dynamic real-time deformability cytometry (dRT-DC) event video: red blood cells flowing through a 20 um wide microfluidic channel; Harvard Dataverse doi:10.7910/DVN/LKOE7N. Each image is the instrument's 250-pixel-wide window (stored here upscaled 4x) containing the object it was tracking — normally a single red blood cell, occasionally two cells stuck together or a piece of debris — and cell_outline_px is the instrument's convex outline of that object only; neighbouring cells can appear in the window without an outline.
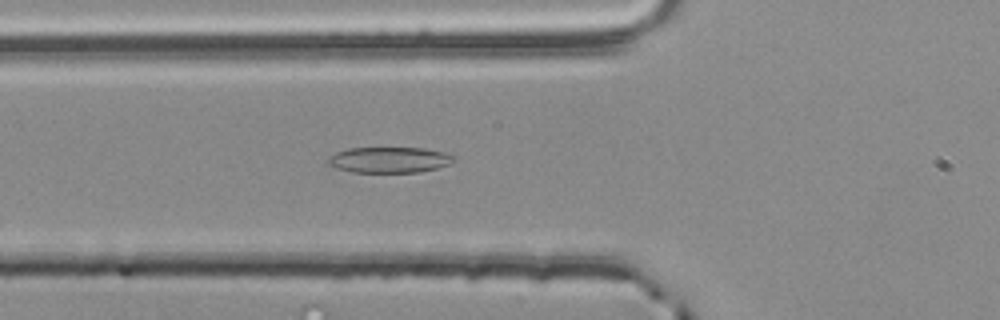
{"species": "common noctule bat (a hibernating species)", "species_latin": "Nyctalus noctula", "temperature_condition": "room temperature", "stored_images_in_passage": 34, "camera_frame_rate_fps": 3000, "um_per_image_px": 0.085, "animal": {"sex": "male", "body_mass_g": 20.4}, "frame": {"image": 1, "passage_image": 3, "time_ms": 0.667, "image_size_px": [1000, 320], "cell_outline_px": [[456, 160], [448, 164], [436, 168], [420, 172], [352, 172], [336, 168], [328, 164], [328, 160], [336, 152], [348, 148], [424, 148], [444, 152], [452, 156]], "centroid_in_image_um": [33.09, 13.59], "position_along_channel_um": 92.7, "area_um2": 18.73}}
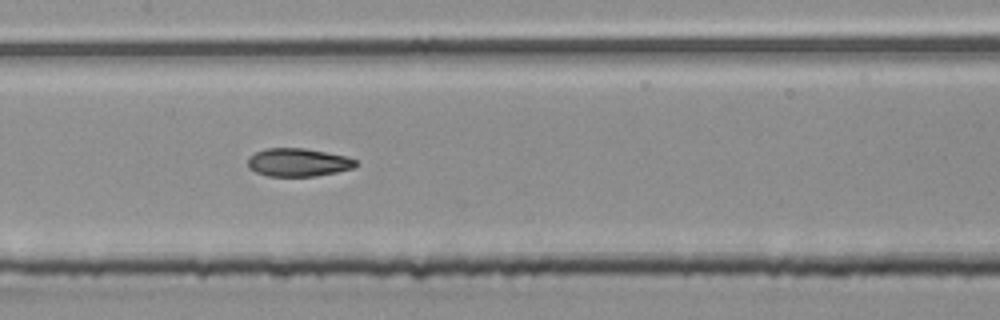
{"frame": {"image": 2, "passage_image": 10, "time_ms": 3.0, "image_size_px": [1000, 320], "cell_outline_px": [[356, 168], [316, 176], [268, 176], [256, 172], [248, 168], [248, 156], [264, 148], [304, 148], [348, 156], [356, 160]], "centroid_in_image_um": [25.34, 13.8], "position_along_channel_um": 182.1, "area_um2": 17.86}}
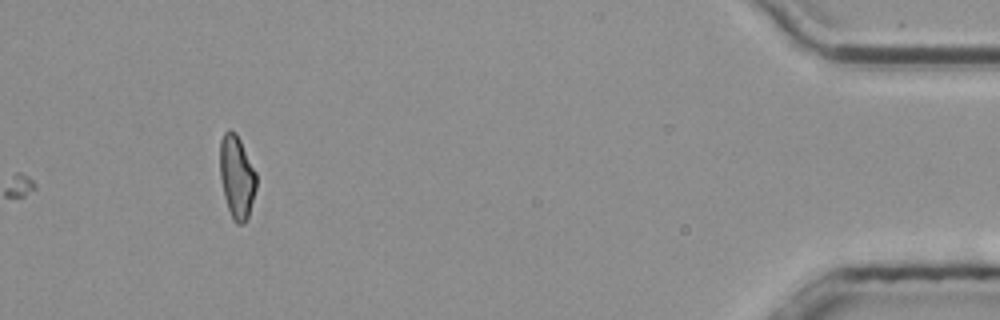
{"frame": {"image": 3, "passage_image": 34, "time_ms": 11.0, "image_size_px": [1000, 320], "cell_outline_px": [[256, 188], [248, 220], [244, 224], [236, 224], [232, 220], [224, 196], [220, 176], [220, 140], [224, 132], [228, 128], [236, 132], [256, 172]], "centroid_in_image_um": [20.12, 15.05], "position_along_channel_um": 415.1, "area_um2": 17.8}, "authors_computed_cell_mechanics": {"area_um2": 17.918, "velocity_mm_per_s": 3.7979, "shape_relaxation_time_tau1_ms": 5.0533, "shape_relaxation_time_tau2_ms": 2.0627, "deformation_change_tau1": 0.1516, "deformation_change_tau2": 0.0813}}